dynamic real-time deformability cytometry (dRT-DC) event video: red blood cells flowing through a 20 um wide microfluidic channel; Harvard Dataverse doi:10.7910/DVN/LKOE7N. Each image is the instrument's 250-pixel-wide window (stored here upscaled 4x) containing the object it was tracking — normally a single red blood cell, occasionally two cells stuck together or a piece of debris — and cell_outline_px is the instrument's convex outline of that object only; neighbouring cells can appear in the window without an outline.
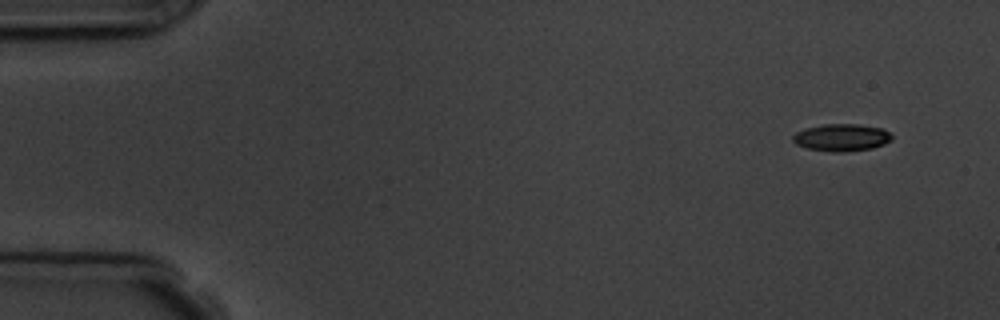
{"species": "common noctule bat (a hibernating species)", "species_latin": "Nyctalus noctula", "temperature_condition": "room temperature", "stored_images_in_passage": 10, "camera_frame_rate_fps": 3000, "um_per_image_px": 0.085, "animal": {"sex": "male", "body_mass_g": 19.5, "forearm_length_mm": 54.6}, "frame": {"image": 1, "passage_image": 1, "time_ms": 0.0, "image_size_px": [1000, 320], "cell_outline_px": [[892, 140], [884, 144], [872, 148], [844, 152], [828, 152], [808, 148], [796, 144], [792, 140], [792, 136], [796, 132], [804, 128], [824, 124], [856, 124], [880, 128], [888, 132], [892, 136]], "centroid_in_image_um": [71.5, 11.69], "position_along_channel_um": 13.5, "area_um2": 15.72}}
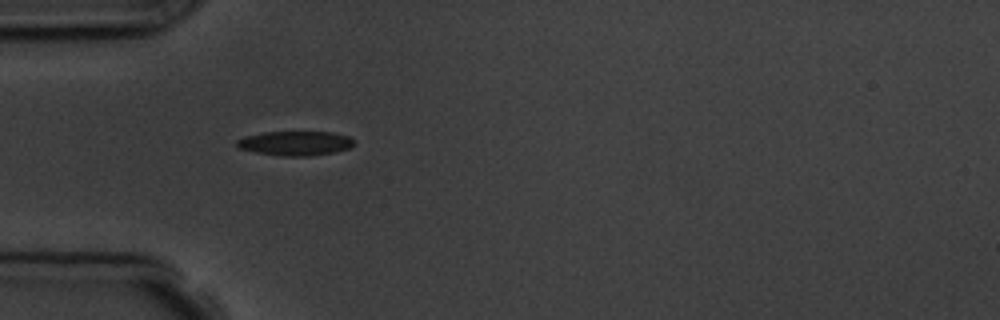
{"frame": {"image": 2, "passage_image": 5, "time_ms": 4.333, "image_size_px": [1000, 320], "cell_outline_px": [[352, 144], [348, 148], [332, 152], [308, 156], [284, 156], [256, 152], [236, 148], [236, 140], [244, 136], [264, 132], [332, 132], [348, 136], [352, 140]], "centroid_in_image_um": [25.02, 12.17], "position_along_channel_um": 60.0, "area_um2": 16.47}}